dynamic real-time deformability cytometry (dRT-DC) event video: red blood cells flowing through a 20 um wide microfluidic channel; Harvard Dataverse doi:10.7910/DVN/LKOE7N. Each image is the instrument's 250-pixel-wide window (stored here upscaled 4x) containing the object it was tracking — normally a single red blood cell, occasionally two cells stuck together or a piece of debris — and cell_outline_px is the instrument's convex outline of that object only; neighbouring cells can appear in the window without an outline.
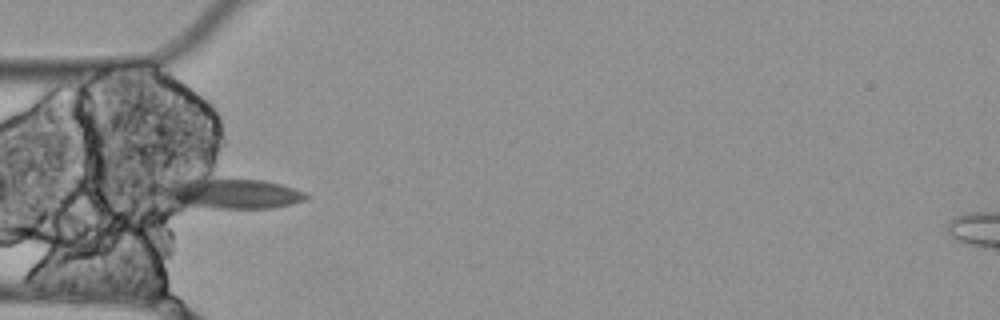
{"species": "Egyptian fruit bat (a non-hibernating species)", "species_latin": "Rousettus aegyptiacus", "temperature_condition": "cold", "stored_images_in_passage": 14, "camera_frame_rate_fps": 3000, "um_per_image_px": 0.085, "animal": {"sex": "female"}, "frame": {"image": 1, "passage_image": 4, "time_ms": 1.0, "image_size_px": [1000, 320], "cell_outline_px": [[308, 196], [304, 200], [292, 204], [272, 208], [176, 208], [148, 192], [148, 180], [168, 176], [204, 172], [264, 180], [280, 184], [304, 192]], "centroid_in_image_um": [18.88, 16.31], "position_along_channel_um": 66.1, "area_um2": 31.21}}
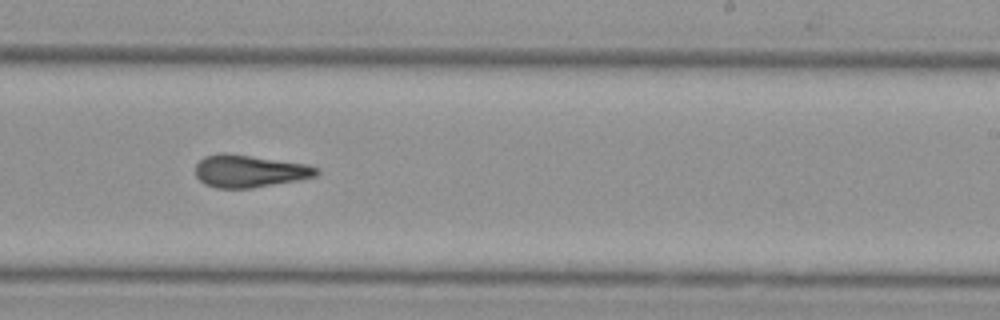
{"frame": {"image": 2, "passage_image": 9, "time_ms": 2.667, "image_size_px": [1000, 320], "cell_outline_px": [[320, 172], [316, 176], [296, 180], [252, 188], [216, 188], [204, 184], [196, 176], [196, 164], [204, 156], [220, 152], [224, 152], [308, 164], [320, 168]], "centroid_in_image_um": [21.19, 14.53], "position_along_channel_um": 267.8, "area_um2": 22.95}}
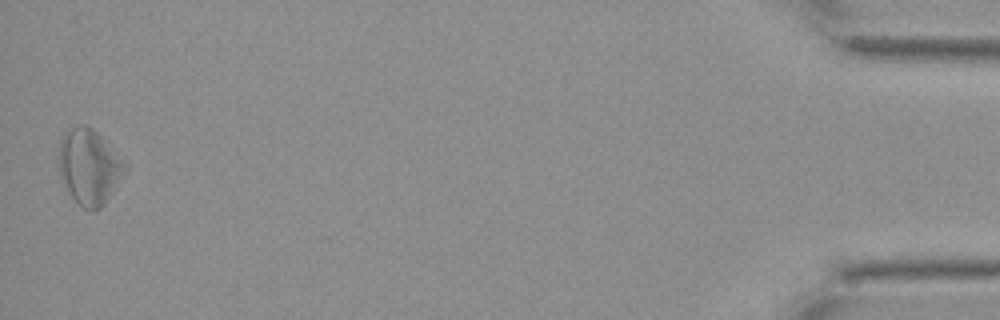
{"frame": {"image": 3, "passage_image": 14, "time_ms": 4.333, "image_size_px": [1000, 320], "cell_outline_px": [[128, 168], [104, 204], [100, 208], [92, 212], [84, 208], [72, 196], [60, 176], [56, 156], [60, 140], [64, 132], [68, 128], [80, 124], [84, 124], [92, 128], [128, 164]], "centroid_in_image_um": [7.55, 14.14], "position_along_channel_um": 427.6, "area_um2": 29.19}}